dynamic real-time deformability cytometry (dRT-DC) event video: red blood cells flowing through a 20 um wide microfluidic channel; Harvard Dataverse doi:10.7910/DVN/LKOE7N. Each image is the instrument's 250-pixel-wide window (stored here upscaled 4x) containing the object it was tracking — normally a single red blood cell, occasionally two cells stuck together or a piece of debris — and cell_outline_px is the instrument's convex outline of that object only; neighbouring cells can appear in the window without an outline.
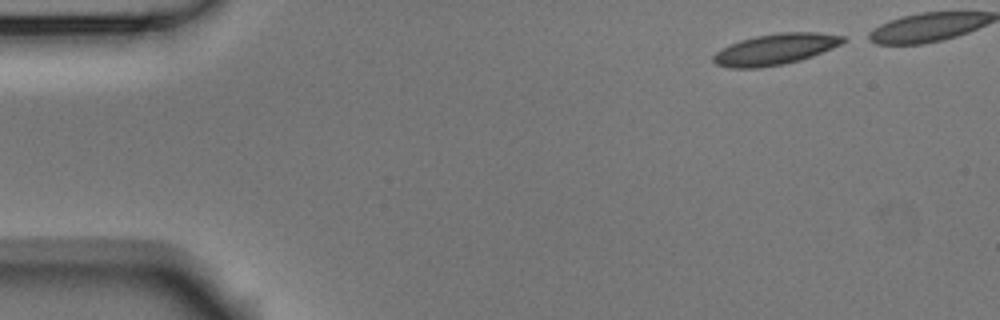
{"species": "Egyptian fruit bat (a non-hibernating species)", "species_latin": "Rousettus aegyptiacus", "temperature_condition": "room temperature", "stored_images_in_passage": 4, "camera_frame_rate_fps": 3000, "um_per_image_px": 0.085, "animal": {"sex": "male"}, "frame": {"image": 1, "passage_image": 1, "time_ms": 0.0, "image_size_px": [1000, 320], "cell_outline_px": [[848, 40], [832, 48], [812, 56], [800, 60], [784, 64], [760, 68], [728, 68], [716, 64], [712, 60], [712, 56], [720, 48], [740, 40], [756, 36], [780, 32], [816, 32], [848, 36]], "centroid_in_image_um": [65.9, 4.18], "position_along_channel_um": 19.1, "area_um2": 23.64}}